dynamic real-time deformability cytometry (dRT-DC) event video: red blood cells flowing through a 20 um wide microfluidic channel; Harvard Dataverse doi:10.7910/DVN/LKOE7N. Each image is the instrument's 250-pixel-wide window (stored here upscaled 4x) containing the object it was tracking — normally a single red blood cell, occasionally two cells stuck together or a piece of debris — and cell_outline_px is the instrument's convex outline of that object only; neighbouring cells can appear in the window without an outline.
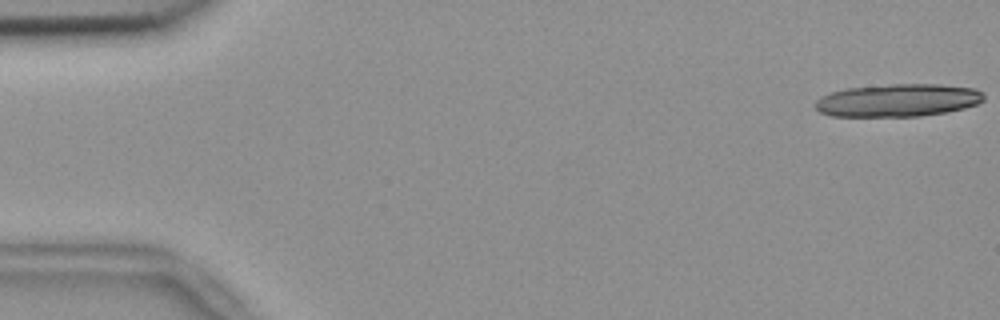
{"species": "common noctule bat (a hibernating species)", "species_latin": "Nyctalus noctula", "temperature_condition": "room temperature", "stored_images_in_passage": 18, "camera_frame_rate_fps": 3000, "um_per_image_px": 0.085, "animal": {"sex": "female", "body_mass_g": 18.4}, "frame": {"image": 1, "passage_image": 1, "time_ms": 0.0, "image_size_px": [1000, 320], "cell_outline_px": [[984, 100], [976, 104], [964, 108], [948, 112], [920, 116], [832, 116], [820, 112], [816, 108], [816, 100], [820, 96], [844, 88], [892, 84], [940, 84], [976, 88], [984, 92]], "centroid_in_image_um": [76.35, 8.51], "position_along_channel_um": 8.6, "area_um2": 32.37}}